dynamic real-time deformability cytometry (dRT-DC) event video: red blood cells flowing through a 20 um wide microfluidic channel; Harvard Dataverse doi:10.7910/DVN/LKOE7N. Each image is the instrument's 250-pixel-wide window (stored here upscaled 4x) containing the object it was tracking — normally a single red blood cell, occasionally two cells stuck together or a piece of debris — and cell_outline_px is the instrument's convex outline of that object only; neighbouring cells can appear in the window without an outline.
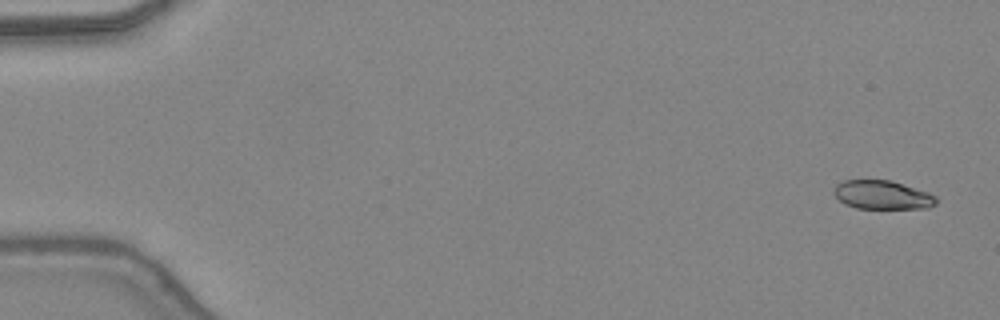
{"species": "common noctule bat (a hibernating species)", "species_latin": "Nyctalus noctula", "temperature_condition": "warm", "stored_images_in_passage": 47, "camera_frame_rate_fps": 3000, "um_per_image_px": 0.085, "animal": {"sex": "female", "body_mass_g": 24.6, "forearm_length_mm": 56.2}, "frame": {"image": 1, "passage_image": 2, "time_ms": 0.333, "image_size_px": [1000, 320], "cell_outline_px": [[936, 204], [928, 208], [856, 208], [844, 204], [832, 192], [832, 188], [836, 184], [844, 180], [892, 180], [928, 192], [936, 196]], "centroid_in_image_um": [74.97, 16.56], "position_along_channel_um": 10.0, "area_um2": 17.22}}
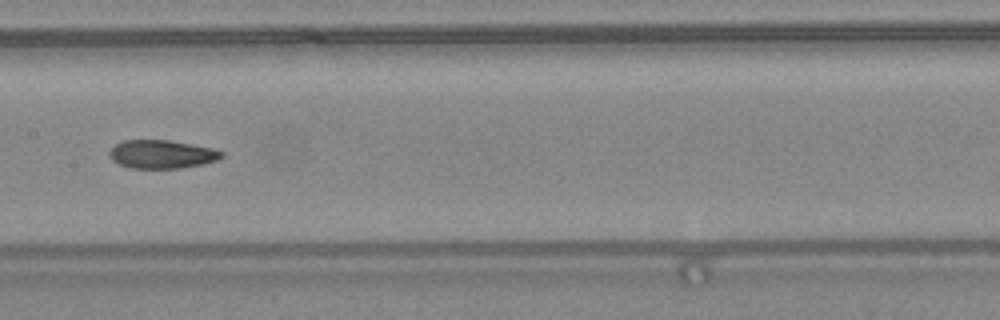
{"frame": {"image": 2, "passage_image": 25, "time_ms": 8.0, "image_size_px": [1000, 320], "cell_outline_px": [[224, 156], [216, 160], [200, 164], [180, 168], [128, 168], [112, 160], [108, 156], [108, 152], [116, 144], [124, 140], [168, 140], [192, 144], [212, 148], [224, 152]], "centroid_in_image_um": [13.73, 13.11], "position_along_channel_um": 193.7, "area_um2": 18.5}}
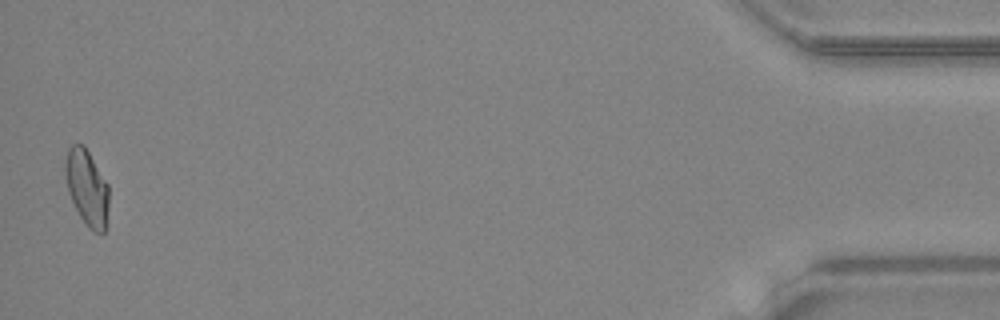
{"frame": {"image": 3, "passage_image": 47, "time_ms": 15.333, "image_size_px": [1000, 320], "cell_outline_px": [[108, 208], [104, 232], [92, 232], [88, 228], [80, 216], [68, 192], [64, 172], [64, 164], [68, 148], [72, 144], [84, 144], [108, 184]], "centroid_in_image_um": [7.37, 15.92], "position_along_channel_um": 427.8, "area_um2": 19.25}, "authors_computed_cell_mechanics": {"area_um2": 19.0162, "velocity_mm_per_s": 4.4156, "shape_relaxation_time_tau1_ms": null, "shape_relaxation_time_tau2_ms": 1.917, "deformation_change_tau1": null, "deformation_change_tau2": 0.0792}}